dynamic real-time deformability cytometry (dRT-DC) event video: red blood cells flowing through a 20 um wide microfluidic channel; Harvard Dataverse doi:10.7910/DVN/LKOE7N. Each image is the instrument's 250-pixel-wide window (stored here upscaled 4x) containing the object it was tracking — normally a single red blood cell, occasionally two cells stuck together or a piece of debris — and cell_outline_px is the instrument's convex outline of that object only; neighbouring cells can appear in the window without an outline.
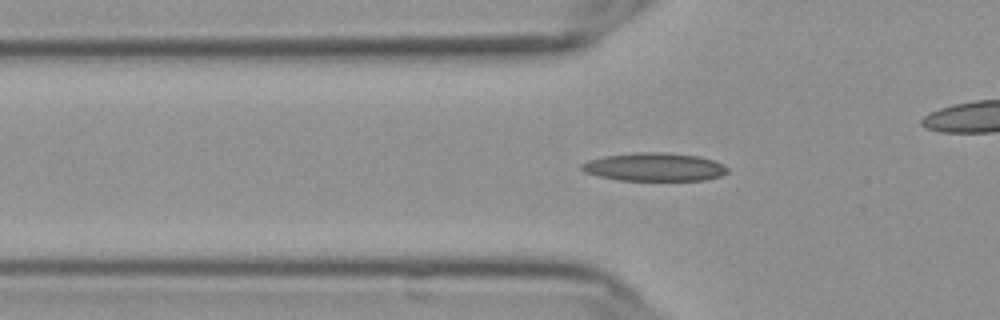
{"species": "Egyptian fruit bat (a non-hibernating species)", "species_latin": "Rousettus aegyptiacus", "temperature_condition": "cold", "stored_images_in_passage": 57, "camera_frame_rate_fps": 3000, "um_per_image_px": 0.085, "frame": {"image": 1, "passage_image": 19, "time_ms": 6.0, "image_size_px": [1000, 320], "cell_outline_px": [[728, 172], [720, 176], [704, 180], [616, 180], [584, 172], [580, 168], [580, 164], [588, 160], [604, 156], [636, 152], [660, 152], [696, 156], [712, 160], [724, 164], [728, 168]], "centroid_in_image_um": [55.59, 14.19], "position_along_channel_um": 70.2, "area_um2": 23.93}}
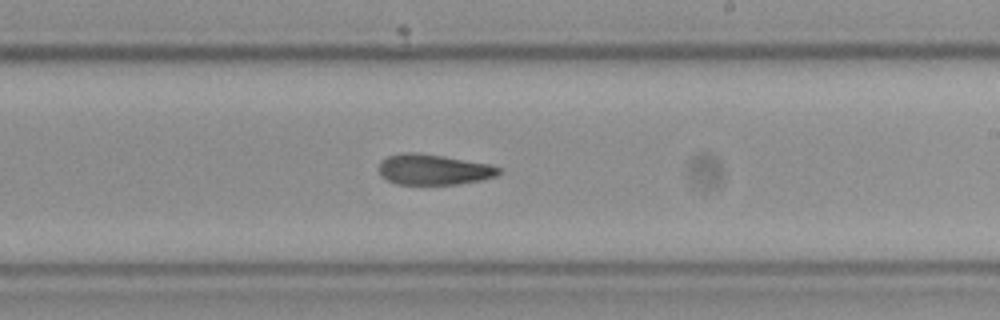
{"frame": {"image": 2, "passage_image": 34, "time_ms": 11.0, "image_size_px": [1000, 320], "cell_outline_px": [[500, 172], [496, 176], [480, 180], [456, 184], [396, 184], [388, 180], [380, 172], [380, 160], [388, 156], [400, 152], [420, 152], [444, 156], [488, 164], [500, 168]], "centroid_in_image_um": [36.83, 14.39], "position_along_channel_um": 252.2, "area_um2": 21.21}}
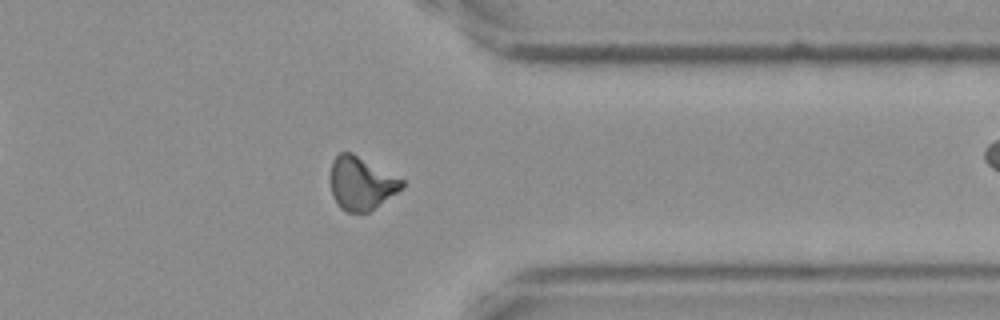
{"frame": {"image": 3, "passage_image": 45, "time_ms": 14.667, "image_size_px": [1000, 320], "cell_outline_px": [[404, 184], [396, 192], [368, 212], [344, 212], [340, 208], [332, 196], [332, 160], [340, 152], [352, 152], [404, 180]], "centroid_in_image_um": [30.68, 15.58], "position_along_channel_um": 380.7, "area_um2": 21.68}, "authors_computed_cell_mechanics": {"area_um2": 21.675, "velocity_mm_per_s": 3.6367, "shape_relaxation_time_tau1_ms": 11.1949, "shape_relaxation_time_tau2_ms": 7.4734, "deformation_change_tau1": 0.2196, "deformation_change_tau2": 0.1677}}